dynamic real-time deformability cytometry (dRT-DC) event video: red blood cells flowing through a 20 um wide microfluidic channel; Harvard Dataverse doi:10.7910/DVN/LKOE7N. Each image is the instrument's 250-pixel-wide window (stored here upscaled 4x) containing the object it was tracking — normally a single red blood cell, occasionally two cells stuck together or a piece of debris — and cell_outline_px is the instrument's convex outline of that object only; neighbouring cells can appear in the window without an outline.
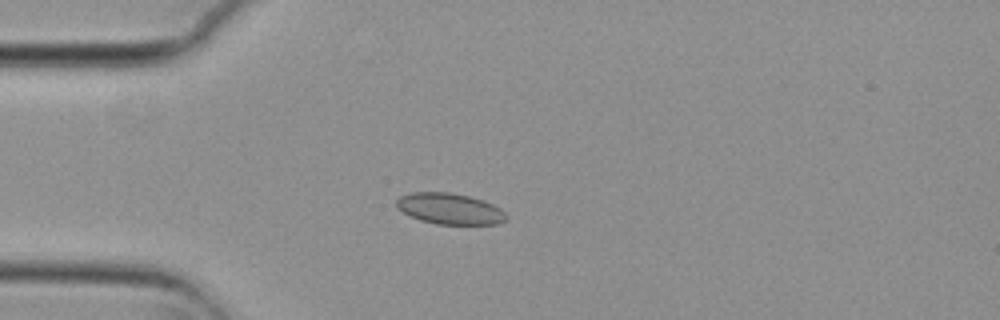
{"species": "common noctule bat (a hibernating species)", "species_latin": "Nyctalus noctula", "temperature_condition": "cold", "stored_images_in_passage": 22, "camera_frame_rate_fps": 3000, "um_per_image_px": 0.085, "animal": {"sex": "female", "body_mass_g": 29.2, "forearm_length_mm": 56.3}, "frame": {"image": 1, "passage_image": 1, "time_ms": 0.0, "image_size_px": [1000, 320], "cell_outline_px": [[508, 216], [504, 220], [496, 224], [436, 224], [420, 220], [396, 208], [396, 200], [400, 196], [412, 192], [452, 192], [484, 200], [500, 208]], "centroid_in_image_um": [38.22, 17.73], "position_along_channel_um": 46.8, "area_um2": 19.83}}
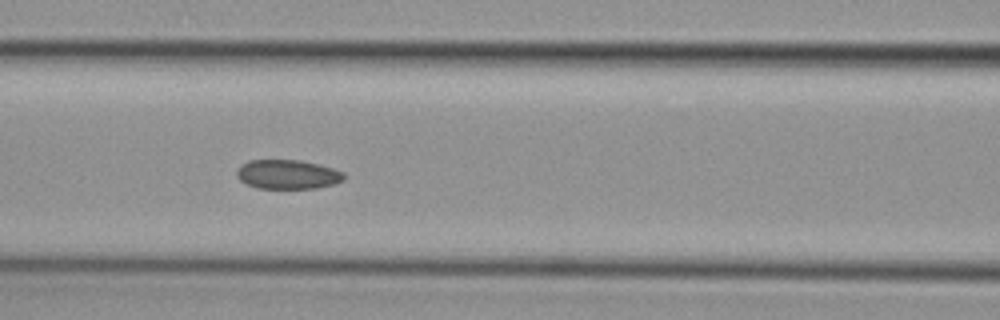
{"frame": {"image": 2, "passage_image": 10, "time_ms": 3.0, "image_size_px": [1000, 320], "cell_outline_px": [[344, 180], [336, 184], [316, 188], [256, 188], [240, 180], [236, 176], [236, 172], [240, 164], [248, 160], [300, 160], [332, 168], [344, 172]], "centroid_in_image_um": [24.43, 14.82], "position_along_channel_um": 142.2, "area_um2": 18.32}}
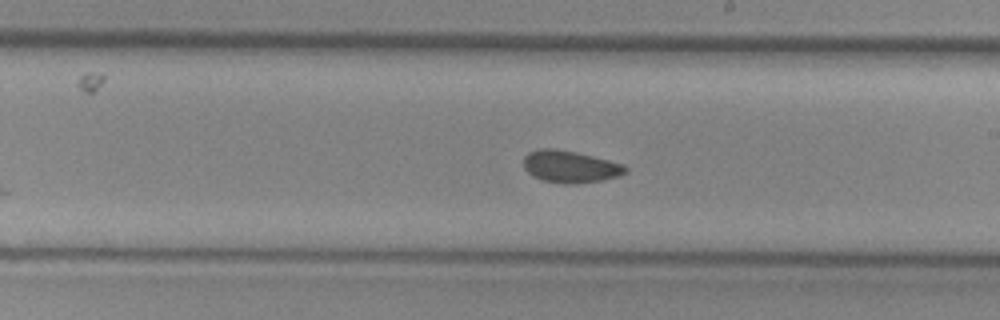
{"frame": {"image": 3, "passage_image": 18, "time_ms": 5.667, "image_size_px": [1000, 320], "cell_outline_px": [[628, 172], [620, 176], [604, 180], [576, 184], [564, 184], [540, 180], [532, 176], [524, 168], [524, 156], [528, 152], [540, 148], [552, 148], [576, 152], [624, 164], [628, 168]], "centroid_in_image_um": [48.47, 14.18], "position_along_channel_um": 240.5, "area_um2": 19.31}}